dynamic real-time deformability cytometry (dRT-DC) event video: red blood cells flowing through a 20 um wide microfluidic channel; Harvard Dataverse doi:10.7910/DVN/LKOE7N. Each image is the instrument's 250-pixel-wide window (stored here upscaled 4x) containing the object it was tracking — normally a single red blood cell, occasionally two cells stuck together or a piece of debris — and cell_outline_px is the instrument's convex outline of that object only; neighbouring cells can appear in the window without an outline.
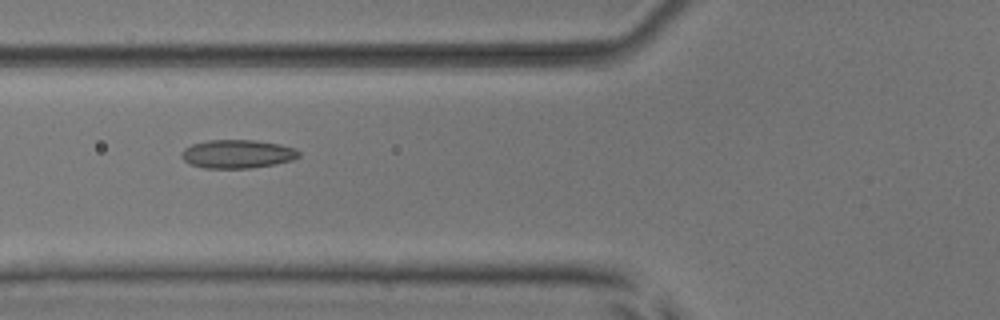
{"species": "common noctule bat (a hibernating species)", "species_latin": "Nyctalus noctula", "temperature_condition": "room temperature", "stored_images_in_passage": 7, "camera_frame_rate_fps": 3000, "um_per_image_px": 0.085, "animal": {"sex": "male", "body_mass_g": 17.9, "forearm_length_mm": 54.2}, "frame": {"image": 1, "passage_image": 5, "time_ms": 5.667, "image_size_px": [1000, 320], "cell_outline_px": [[300, 156], [292, 160], [276, 164], [248, 168], [204, 168], [192, 164], [184, 160], [180, 156], [180, 152], [184, 148], [192, 144], [208, 140], [256, 140], [280, 144], [296, 148], [300, 152]], "centroid_in_image_um": [20.19, 13.08], "position_along_channel_um": 105.6, "area_um2": 19.59}}
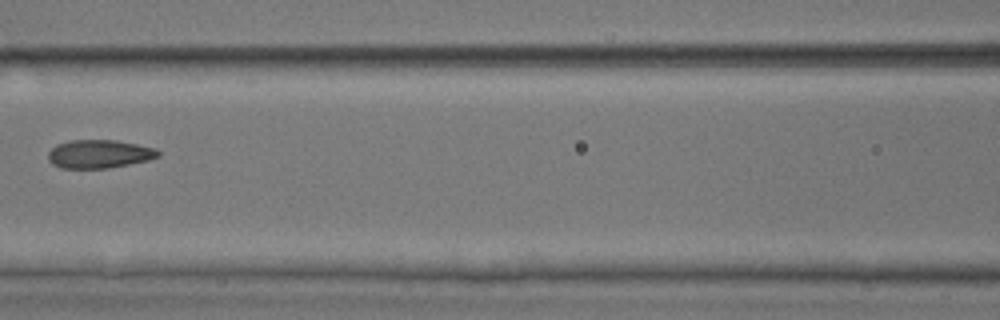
{"frame": {"image": 2, "passage_image": 6, "time_ms": 7.0, "image_size_px": [1000, 320], "cell_outline_px": [[160, 156], [148, 160], [108, 168], [60, 168], [52, 164], [48, 160], [48, 152], [56, 144], [68, 140], [116, 140], [156, 148], [160, 152]], "centroid_in_image_um": [8.41, 13.08], "position_along_channel_um": 158.2, "area_um2": 18.26}}
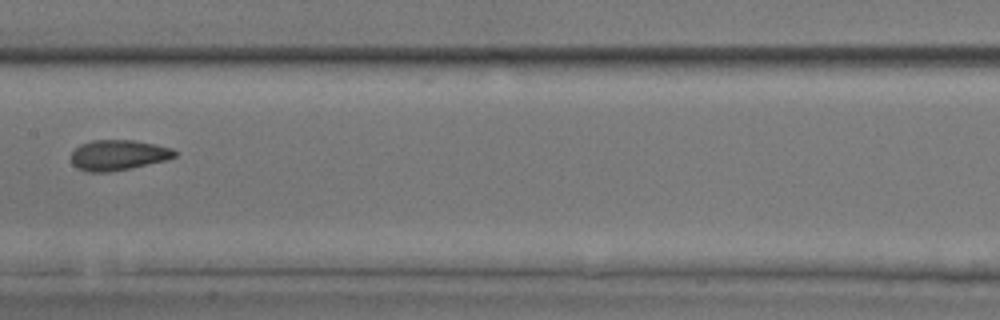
{"frame": {"image": 3, "passage_image": 7, "time_ms": 8.0, "image_size_px": [1000, 320], "cell_outline_px": [[180, 152], [176, 156], [168, 160], [132, 168], [108, 172], [88, 172], [76, 168], [72, 164], [72, 152], [80, 144], [92, 140], [132, 140], [156, 144], [172, 148]], "centroid_in_image_um": [10.09, 13.18], "position_along_channel_um": 197.3, "area_um2": 18.61}}